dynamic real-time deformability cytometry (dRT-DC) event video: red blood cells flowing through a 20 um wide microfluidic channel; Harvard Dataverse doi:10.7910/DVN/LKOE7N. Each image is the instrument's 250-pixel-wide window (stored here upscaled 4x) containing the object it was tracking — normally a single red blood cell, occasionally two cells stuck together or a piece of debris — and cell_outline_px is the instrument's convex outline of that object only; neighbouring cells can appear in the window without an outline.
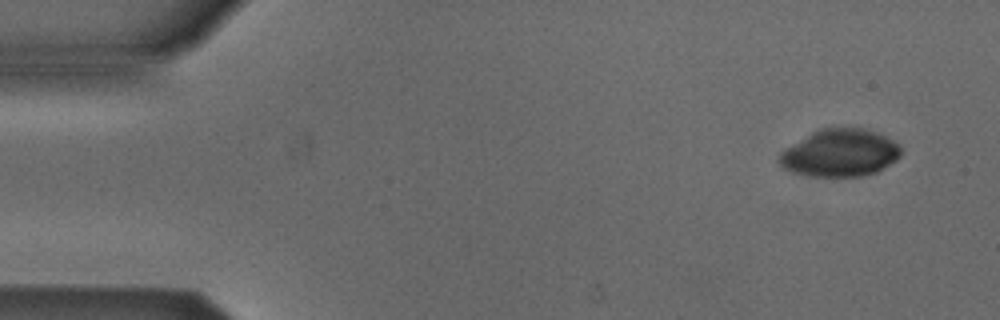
{"species": "Egyptian fruit bat (a non-hibernating species)", "species_latin": "Rousettus aegyptiacus", "temperature_condition": "cold", "stored_images_in_passage": 6, "segment_of_instrument_passage": [2, 2], "camera_frame_rate_fps": 3000, "um_per_image_px": 0.085, "animal": {"sex": "male"}, "frame": {"image": 1, "passage_image": 6, "time_ms": 6.0, "image_size_px": [1000, 320], "cell_outline_px": [[900, 156], [896, 160], [876, 172], [864, 176], [812, 176], [792, 172], [784, 168], [776, 160], [780, 152], [784, 148], [812, 132], [824, 128], [864, 128], [884, 136], [900, 144]], "centroid_in_image_um": [71.37, 13.01], "position_along_channel_um": 13.6, "area_um2": 33.52}}